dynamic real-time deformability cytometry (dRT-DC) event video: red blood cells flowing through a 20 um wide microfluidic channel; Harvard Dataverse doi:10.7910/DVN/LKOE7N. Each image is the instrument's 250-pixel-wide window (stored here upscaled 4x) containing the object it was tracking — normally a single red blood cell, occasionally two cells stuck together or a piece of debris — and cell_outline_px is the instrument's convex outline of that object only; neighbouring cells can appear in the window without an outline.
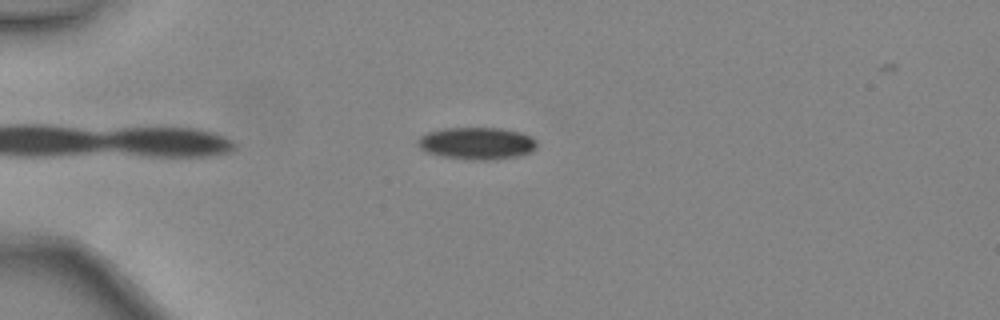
{"species": "common noctule bat (a hibernating species)", "species_latin": "Nyctalus noctula", "temperature_condition": "warm", "stored_images_in_passage": 31, "camera_frame_rate_fps": 3000, "um_per_image_px": 0.085, "animal": {"sex": "female", "body_mass_g": 24.6, "forearm_length_mm": 56.2}, "frame": {"image": 1, "passage_image": 1, "time_ms": 0.0, "image_size_px": [1000, 320], "cell_outline_px": [[536, 148], [532, 152], [520, 156], [488, 160], [472, 160], [444, 156], [428, 152], [420, 148], [416, 144], [416, 140], [420, 136], [428, 132], [444, 128], [500, 128], [520, 132], [532, 136], [536, 140]], "centroid_in_image_um": [40.55, 12.18], "position_along_channel_um": 44.5, "area_um2": 22.43}}
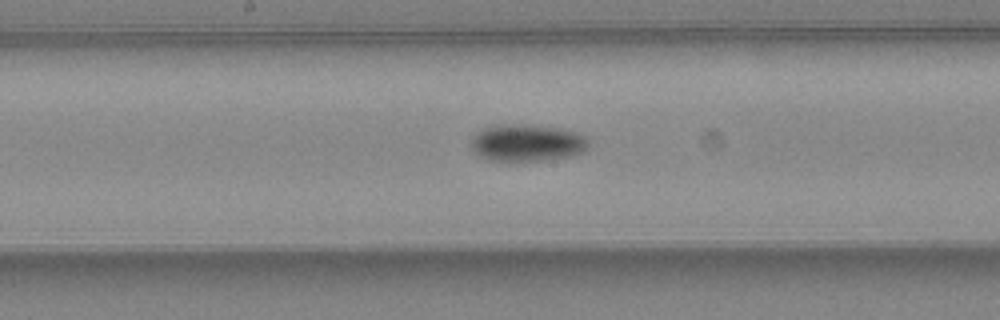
{"frame": {"image": 2, "passage_image": 14, "time_ms": 4.333, "image_size_px": [1000, 320], "cell_outline_px": [[588, 148], [584, 152], [572, 156], [540, 160], [488, 160], [480, 156], [472, 148], [472, 136], [476, 132], [484, 128], [500, 124], [516, 124], [560, 128], [576, 132], [584, 136], [588, 140]], "centroid_in_image_um": [44.81, 12.13], "position_along_channel_um": 203.4, "area_um2": 25.14}}
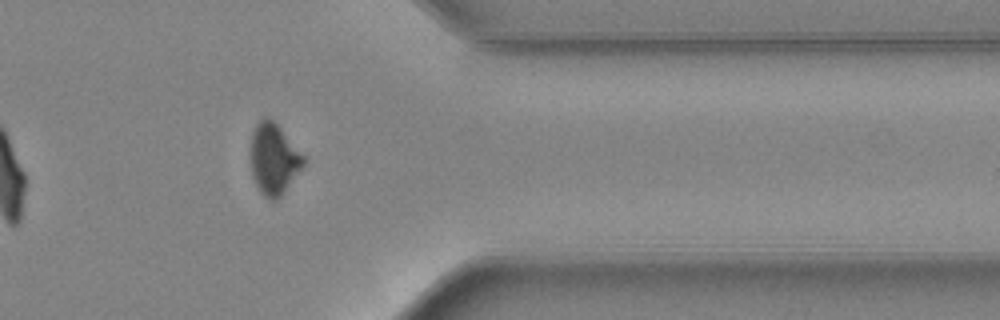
{"frame": {"image": 3, "passage_image": 27, "time_ms": 8.667, "image_size_px": [1000, 320], "cell_outline_px": [[304, 164], [280, 196], [276, 200], [268, 200], [260, 192], [252, 176], [252, 132], [256, 124], [264, 116], [268, 116], [280, 128], [304, 156]], "centroid_in_image_um": [23.25, 13.51], "position_along_channel_um": 388.1, "area_um2": 21.27}, "authors_computed_cell_mechanics": {"area_um2": 23.7558, "velocity_mm_per_s": 4.4945, "shape_relaxation_time_tau1_ms": 3.6527, "shape_relaxation_time_tau2_ms": null, "deformation_change_tau1": 0.1336, "deformation_change_tau2": null}}